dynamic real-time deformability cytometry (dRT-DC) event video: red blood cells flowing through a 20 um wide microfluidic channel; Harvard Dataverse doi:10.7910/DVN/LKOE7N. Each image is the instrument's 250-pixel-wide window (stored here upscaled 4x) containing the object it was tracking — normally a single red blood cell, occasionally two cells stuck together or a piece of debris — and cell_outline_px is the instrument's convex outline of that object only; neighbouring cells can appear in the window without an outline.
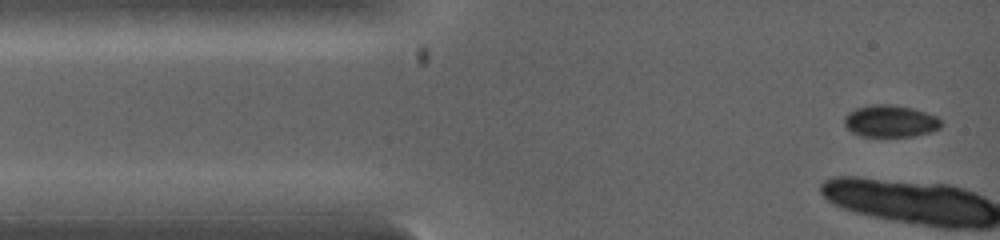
{"species": "common noctule bat (a hibernating species)", "species_latin": "Nyctalus noctula", "temperature_condition": "warm", "stored_images_in_passage": 4, "camera_frame_rate_fps": 5000, "um_per_image_px": 0.085, "animal": {"sex": "female", "body_mass_g": 19.0, "forearm_length_mm": 53.3}, "frame": {"image": 1, "passage_image": 1, "time_ms": 0.0, "image_size_px": [1000, 240], "cell_outline_px": [[940, 128], [932, 132], [912, 136], [860, 136], [852, 132], [844, 124], [844, 116], [848, 112], [856, 108], [876, 104], [888, 104], [912, 108], [936, 116], [940, 120]], "centroid_in_image_um": [75.66, 10.3], "position_along_channel_um": 9.3, "area_um2": 17.92}}